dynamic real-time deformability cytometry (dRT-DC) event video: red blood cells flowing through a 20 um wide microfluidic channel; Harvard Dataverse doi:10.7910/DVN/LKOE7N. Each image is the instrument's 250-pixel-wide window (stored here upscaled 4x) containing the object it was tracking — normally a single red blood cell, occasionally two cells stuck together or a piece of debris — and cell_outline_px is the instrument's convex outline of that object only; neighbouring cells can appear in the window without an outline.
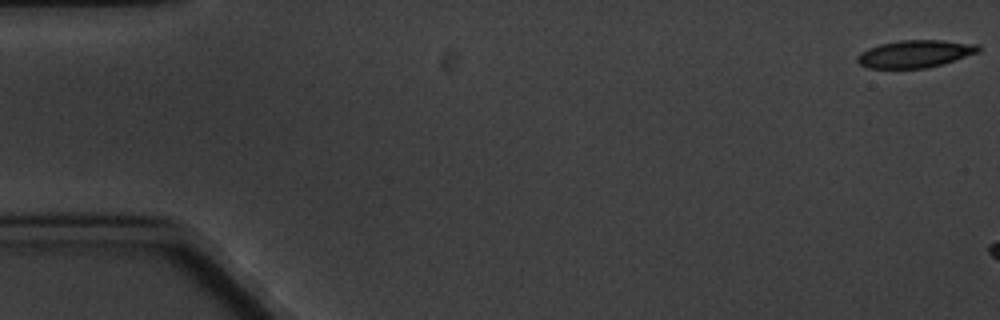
{"species": "common noctule bat (a hibernating species)", "species_latin": "Nyctalus noctula", "temperature_condition": "cold", "stored_images_in_passage": 5, "camera_frame_rate_fps": 3000, "um_per_image_px": 0.085, "animal": {"sex": "male", "body_mass_g": 20.1, "forearm_length_mm": 53.5}, "frame": {"image": 1, "passage_image": 1, "time_ms": 0.0, "image_size_px": [1000, 320], "cell_outline_px": [[980, 52], [928, 68], [868, 68], [860, 64], [856, 60], [856, 56], [860, 52], [868, 48], [880, 44], [900, 40], [944, 40], [980, 44]], "centroid_in_image_um": [77.79, 4.57], "position_along_channel_um": 7.2, "area_um2": 19.48}}